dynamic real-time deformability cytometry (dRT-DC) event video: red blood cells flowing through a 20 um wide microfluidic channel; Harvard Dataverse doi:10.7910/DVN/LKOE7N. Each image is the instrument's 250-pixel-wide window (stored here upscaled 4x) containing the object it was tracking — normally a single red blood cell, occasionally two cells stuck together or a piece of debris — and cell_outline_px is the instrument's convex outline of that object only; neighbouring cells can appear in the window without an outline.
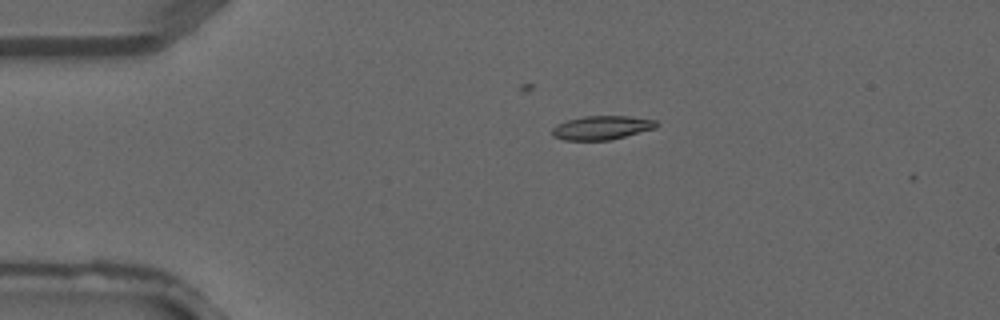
{"species": "common noctule bat (a hibernating species)", "species_latin": "Nyctalus noctula", "temperature_condition": "warm", "stored_images_in_passage": 3, "camera_frame_rate_fps": 3000, "um_per_image_px": 0.085, "animal": {"sex": "male", "forearm_length_mm": 52.5}, "frame": {"image": 1, "passage_image": 3, "time_ms": 0.667, "image_size_px": [1000, 320], "cell_outline_px": [[660, 124], [656, 128], [612, 140], [564, 140], [552, 136], [552, 128], [556, 124], [568, 120], [584, 116], [628, 116], [656, 120]], "centroid_in_image_um": [51.16, 10.86], "position_along_channel_um": 33.8, "area_um2": 14.62}}